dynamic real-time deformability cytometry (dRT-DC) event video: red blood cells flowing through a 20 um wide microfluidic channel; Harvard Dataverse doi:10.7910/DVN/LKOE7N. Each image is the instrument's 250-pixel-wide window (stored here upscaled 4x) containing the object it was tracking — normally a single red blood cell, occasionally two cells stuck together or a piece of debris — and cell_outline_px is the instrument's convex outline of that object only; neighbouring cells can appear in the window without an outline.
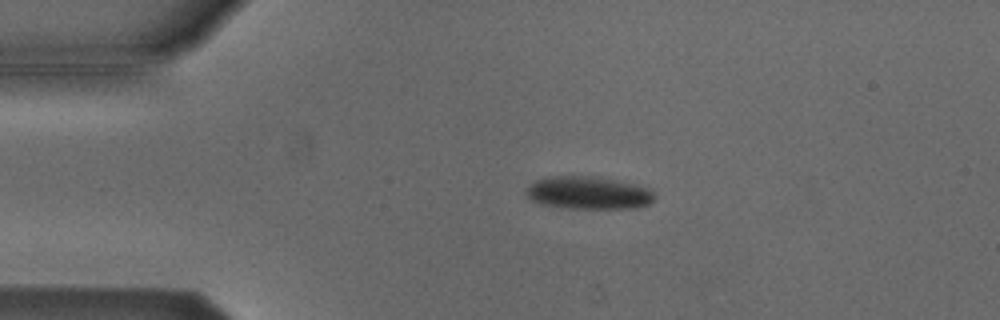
{"species": "Egyptian fruit bat (a non-hibernating species)", "species_latin": "Rousettus aegyptiacus", "temperature_condition": "cold", "stored_images_in_passage": 52, "camera_frame_rate_fps": 3000, "um_per_image_px": 0.085, "animal": {"sex": "male"}, "frame": {"image": 1, "passage_image": 10, "time_ms": 3.0, "image_size_px": [1000, 320], "cell_outline_px": [[652, 200], [648, 204], [636, 208], [568, 208], [540, 204], [532, 200], [528, 196], [528, 188], [536, 180], [556, 176], [592, 176], [612, 180], [648, 188], [652, 192]], "centroid_in_image_um": [49.99, 16.4], "position_along_channel_um": 35.0, "area_um2": 23.76}}
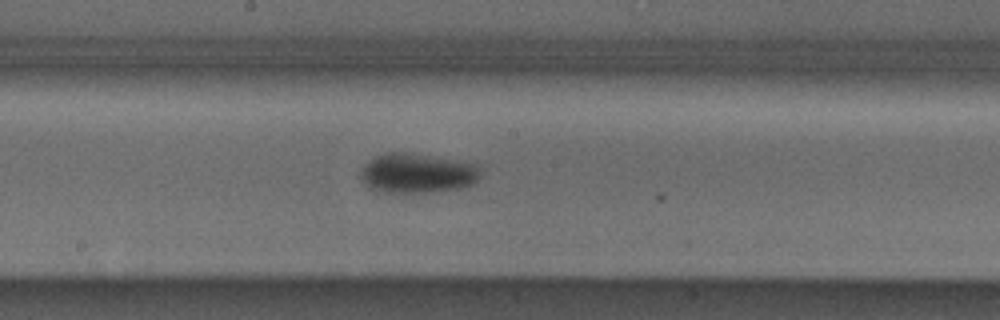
{"frame": {"image": 2, "passage_image": 27, "time_ms": 8.667, "image_size_px": [1000, 320], "cell_outline_px": [[480, 176], [476, 184], [468, 188], [404, 196], [380, 192], [372, 188], [360, 176], [360, 172], [364, 164], [376, 156], [388, 152], [412, 152], [476, 164], [480, 168]], "centroid_in_image_um": [35.51, 14.77], "position_along_channel_um": 212.7, "area_um2": 28.84}}
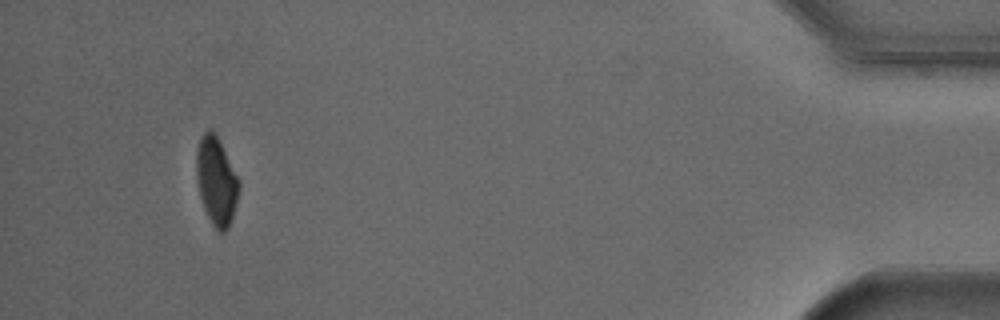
{"frame": {"image": 3, "passage_image": 49, "time_ms": 16.0, "image_size_px": [1000, 320], "cell_outline_px": [[240, 188], [232, 216], [228, 228], [224, 232], [220, 232], [212, 224], [204, 208], [200, 196], [196, 180], [196, 152], [200, 136], [204, 132], [212, 128], [240, 180]], "centroid_in_image_um": [18.38, 15.37], "position_along_channel_um": 416.8, "area_um2": 21.68}, "authors_computed_cell_mechanics": {"area_um2": 24.4494, "velocity_mm_per_s": 3.7951, "shape_relaxation_time_tau1_ms": 7.6469, "shape_relaxation_time_tau2_ms": 4.8613, "deformation_change_tau1": 0.1641, "deformation_change_tau2": 0.0728}}